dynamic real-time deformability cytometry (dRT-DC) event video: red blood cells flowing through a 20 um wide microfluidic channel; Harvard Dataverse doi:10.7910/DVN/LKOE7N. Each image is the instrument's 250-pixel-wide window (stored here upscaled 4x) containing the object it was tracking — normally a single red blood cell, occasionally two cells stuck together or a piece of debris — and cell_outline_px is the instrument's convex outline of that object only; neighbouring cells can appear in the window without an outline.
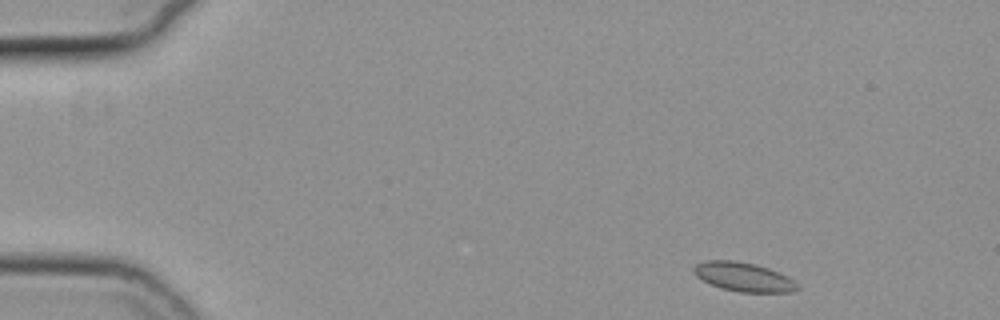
{"species": "common noctule bat (a hibernating species)", "species_latin": "Nyctalus noctula", "temperature_condition": "cold", "stored_images_in_passage": 50, "camera_frame_rate_fps": 3000, "um_per_image_px": 0.085, "animal": {"sex": "female", "body_mass_g": 19.3, "forearm_length_mm": 54.1}, "frame": {"image": 1, "passage_image": 1, "time_ms": 0.0, "image_size_px": [1000, 320], "cell_outline_px": [[800, 288], [792, 292], [740, 292], [720, 288], [696, 276], [692, 272], [692, 268], [696, 264], [704, 260], [732, 260], [756, 264], [768, 268], [788, 276]], "centroid_in_image_um": [63.18, 23.53], "position_along_channel_um": 21.8, "area_um2": 17.51}}
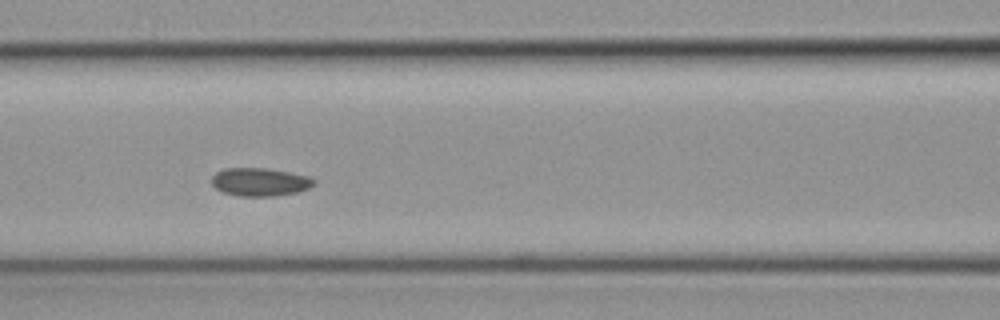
{"frame": {"image": 2, "passage_image": 19, "time_ms": 6.0, "image_size_px": [1000, 320], "cell_outline_px": [[316, 184], [308, 188], [296, 192], [272, 196], [236, 196], [224, 192], [216, 188], [212, 184], [212, 176], [216, 172], [224, 168], [264, 168], [288, 172], [308, 176], [316, 180]], "centroid_in_image_um": [22.08, 15.46], "position_along_channel_um": 144.5, "area_um2": 16.7}}
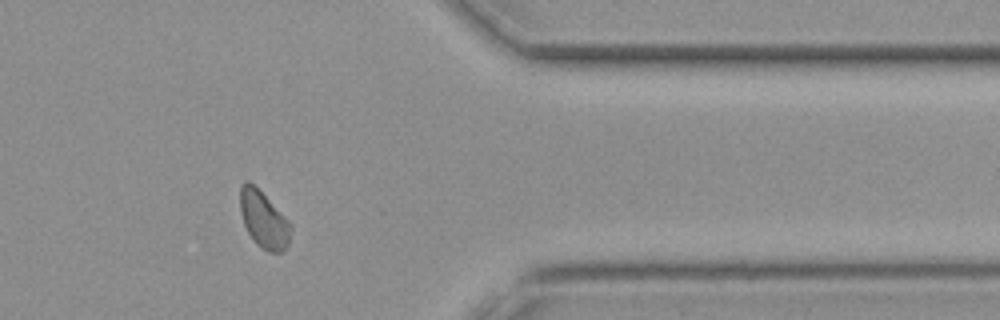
{"frame": {"image": 3, "passage_image": 40, "time_ms": 13.0, "image_size_px": [1000, 320], "cell_outline_px": [[292, 228], [288, 244], [284, 252], [272, 252], [256, 244], [248, 232], [244, 224], [240, 212], [240, 188], [244, 180], [248, 180], [292, 224]], "centroid_in_image_um": [22.41, 18.69], "position_along_channel_um": 389.0, "area_um2": 16.42}, "authors_computed_cell_mechanics": {"area_um2": 16.8487, "velocity_mm_per_s": 3.7307, "shape_relaxation_time_tau1_ms": null, "shape_relaxation_time_tau2_ms": 3.8368, "deformation_change_tau1": null, "deformation_change_tau2": 0.0548}}